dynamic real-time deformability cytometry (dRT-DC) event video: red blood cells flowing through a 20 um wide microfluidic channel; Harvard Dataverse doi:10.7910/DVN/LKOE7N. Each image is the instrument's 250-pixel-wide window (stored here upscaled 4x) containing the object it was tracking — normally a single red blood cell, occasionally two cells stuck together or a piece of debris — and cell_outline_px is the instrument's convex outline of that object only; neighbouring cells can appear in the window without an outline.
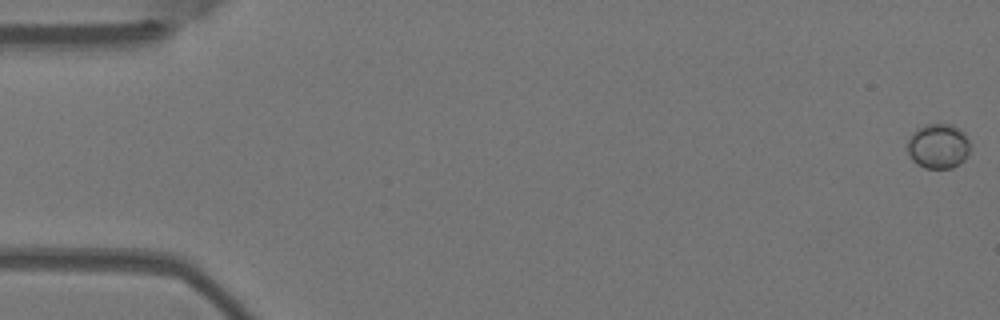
{"species": "Egyptian fruit bat (a non-hibernating species)", "species_latin": "Rousettus aegyptiacus", "temperature_condition": "warm", "stored_images_in_passage": 4, "camera_frame_rate_fps": 3000, "um_per_image_px": 0.085, "animal": {"sex": "female"}, "frame": {"image": 1, "passage_image": 1, "time_ms": 0.0, "image_size_px": [1000, 320], "cell_outline_px": [[972, 144], [968, 156], [960, 164], [952, 168], [924, 168], [916, 164], [912, 160], [908, 152], [908, 140], [912, 132], [916, 128], [924, 124], [952, 124], [960, 128], [968, 136]], "centroid_in_image_um": [79.79, 12.41], "position_along_channel_um": 5.2, "area_um2": 16.94}}